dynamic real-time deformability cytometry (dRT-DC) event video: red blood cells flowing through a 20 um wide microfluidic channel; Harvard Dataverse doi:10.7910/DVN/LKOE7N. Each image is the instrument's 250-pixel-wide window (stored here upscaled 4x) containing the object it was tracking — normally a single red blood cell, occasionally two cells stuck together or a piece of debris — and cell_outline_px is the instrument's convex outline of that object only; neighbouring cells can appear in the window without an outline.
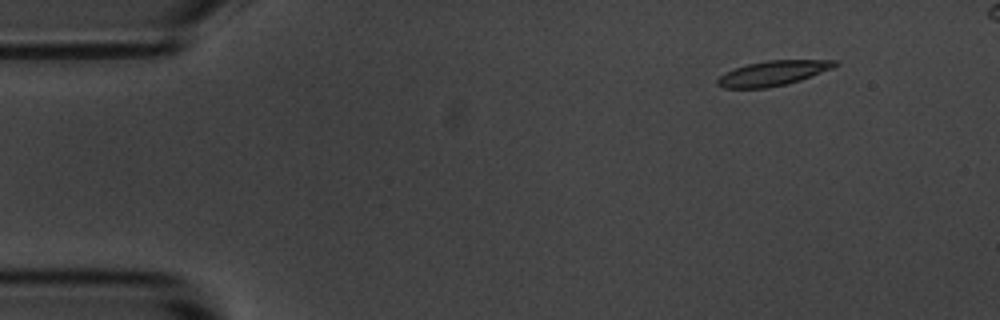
{"species": "common noctule bat (a hibernating species)", "species_latin": "Nyctalus noctula", "temperature_condition": "room temperature", "stored_images_in_passage": 4, "camera_frame_rate_fps": 3000, "um_per_image_px": 0.085, "animal": {"sex": "male", "body_mass_g": 20.1, "forearm_length_mm": 53.5}, "frame": {"image": 1, "passage_image": 1, "time_ms": 0.0, "image_size_px": [1000, 320], "cell_outline_px": [[840, 64], [832, 68], [800, 80], [768, 88], [724, 88], [716, 84], [716, 80], [724, 72], [748, 64], [768, 60], [836, 60]], "centroid_in_image_um": [65.68, 6.22], "position_along_channel_um": 19.3, "area_um2": 16.88}}